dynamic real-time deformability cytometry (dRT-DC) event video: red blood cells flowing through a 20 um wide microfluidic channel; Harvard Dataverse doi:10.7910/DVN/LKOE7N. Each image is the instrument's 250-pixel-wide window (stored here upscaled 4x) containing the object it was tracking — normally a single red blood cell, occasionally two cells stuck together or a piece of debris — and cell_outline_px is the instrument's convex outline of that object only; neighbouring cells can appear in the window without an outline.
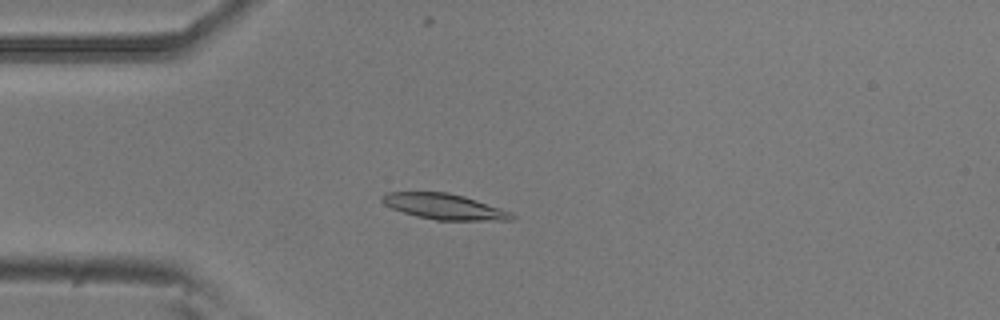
{"species": "common noctule bat (a hibernating species)", "species_latin": "Nyctalus noctula", "temperature_condition": "room temperature", "stored_images_in_passage": 53, "camera_frame_rate_fps": 3000, "um_per_image_px": 0.085, "animal": {"sex": "male", "body_mass_g": 20.5, "forearm_length_mm": 52.5}, "frame": {"image": 1, "passage_image": 14, "time_ms": 4.333, "image_size_px": [1000, 320], "cell_outline_px": [[516, 216], [512, 220], [436, 220], [416, 216], [392, 208], [384, 204], [380, 200], [380, 196], [388, 192], [448, 192], [464, 196], [512, 212]], "centroid_in_image_um": [37.75, 17.55], "position_along_channel_um": 47.3, "area_um2": 19.31}}
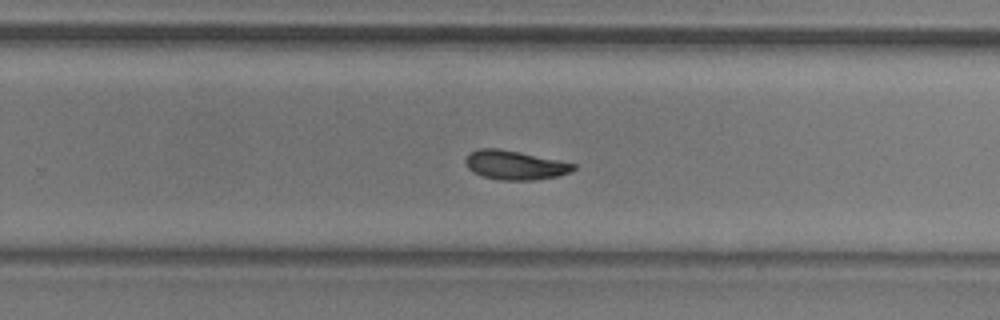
{"frame": {"image": 2, "passage_image": 34, "time_ms": 11.0, "image_size_px": [1000, 320], "cell_outline_px": [[576, 168], [572, 172], [556, 176], [532, 180], [500, 180], [484, 176], [472, 172], [468, 168], [464, 160], [472, 152], [480, 148], [500, 148], [520, 152], [576, 164]], "centroid_in_image_um": [43.77, 14.03], "position_along_channel_um": 286.0, "area_um2": 18.15}}
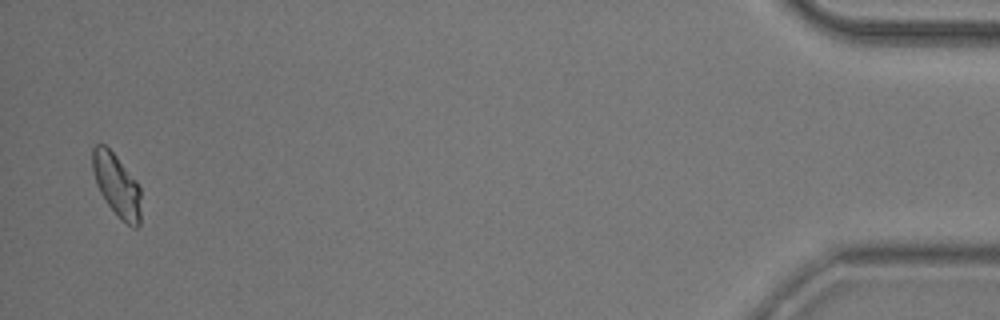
{"frame": {"image": 3, "passage_image": 52, "time_ms": 17.0, "image_size_px": [1000, 320], "cell_outline_px": [[140, 224], [136, 228], [132, 228], [108, 204], [100, 192], [96, 184], [92, 168], [92, 148], [96, 144], [104, 144], [116, 156], [136, 180], [140, 188]], "centroid_in_image_um": [9.92, 15.71], "position_along_channel_um": 425.3, "area_um2": 17.4}, "authors_computed_cell_mechanics": {"area_um2": 18.6116, "velocity_mm_per_s": 3.7822, "shape_relaxation_time_tau1_ms": 4.6052, "shape_relaxation_time_tau2_ms": null, "deformation_change_tau1": 0.1522, "deformation_change_tau2": null}}